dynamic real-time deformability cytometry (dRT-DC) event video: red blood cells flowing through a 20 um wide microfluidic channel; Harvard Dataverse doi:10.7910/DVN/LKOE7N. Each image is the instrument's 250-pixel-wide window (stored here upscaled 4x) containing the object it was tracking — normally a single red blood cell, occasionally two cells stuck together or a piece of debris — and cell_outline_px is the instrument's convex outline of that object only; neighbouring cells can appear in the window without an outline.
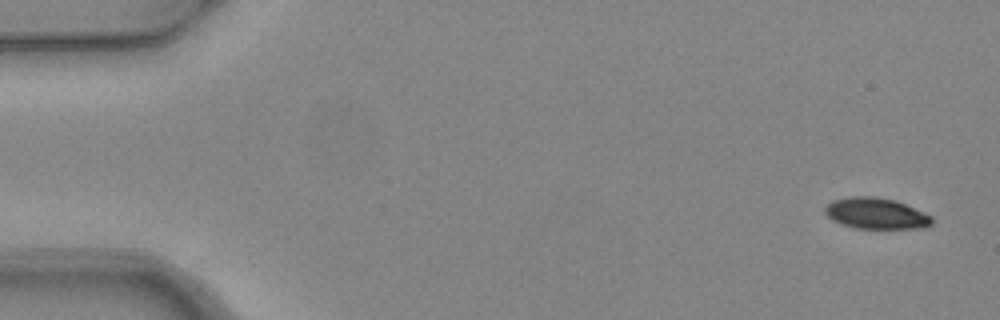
{"species": "common noctule bat (a hibernating species)", "species_latin": "Nyctalus noctula", "temperature_condition": "warm", "stored_images_in_passage": 4, "camera_frame_rate_fps": 3000, "um_per_image_px": 0.085, "animal": {"sex": "female", "body_mass_g": 24.6, "forearm_length_mm": 56.2}, "frame": {"image": 1, "passage_image": 1, "time_ms": 0.0, "image_size_px": [1000, 320], "cell_outline_px": [[932, 224], [924, 228], [856, 228], [832, 220], [824, 212], [824, 208], [832, 200], [852, 196], [876, 196], [896, 200], [924, 212], [932, 216]], "centroid_in_image_um": [74.47, 18.13], "position_along_channel_um": 10.5, "area_um2": 19.36}}
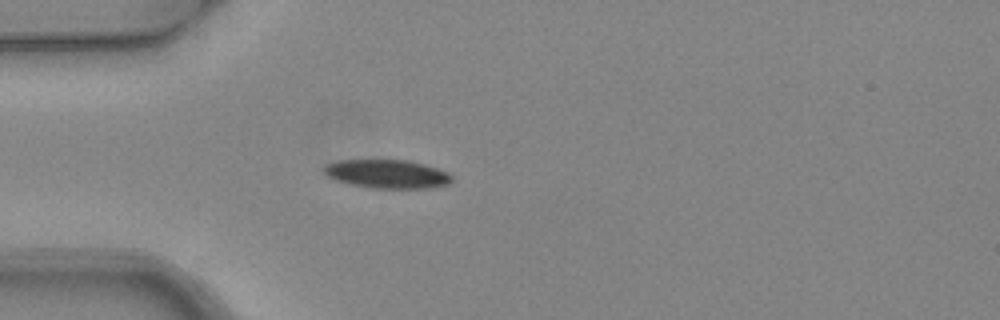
{"frame": {"image": 2, "passage_image": 4, "time_ms": 1.0, "image_size_px": [1000, 320], "cell_outline_px": [[452, 180], [448, 184], [432, 188], [368, 188], [336, 180], [328, 176], [324, 172], [324, 164], [340, 160], [408, 160], [424, 164], [448, 172], [452, 176]], "centroid_in_image_um": [32.92, 14.79], "position_along_channel_um": 52.1, "area_um2": 21.33}}